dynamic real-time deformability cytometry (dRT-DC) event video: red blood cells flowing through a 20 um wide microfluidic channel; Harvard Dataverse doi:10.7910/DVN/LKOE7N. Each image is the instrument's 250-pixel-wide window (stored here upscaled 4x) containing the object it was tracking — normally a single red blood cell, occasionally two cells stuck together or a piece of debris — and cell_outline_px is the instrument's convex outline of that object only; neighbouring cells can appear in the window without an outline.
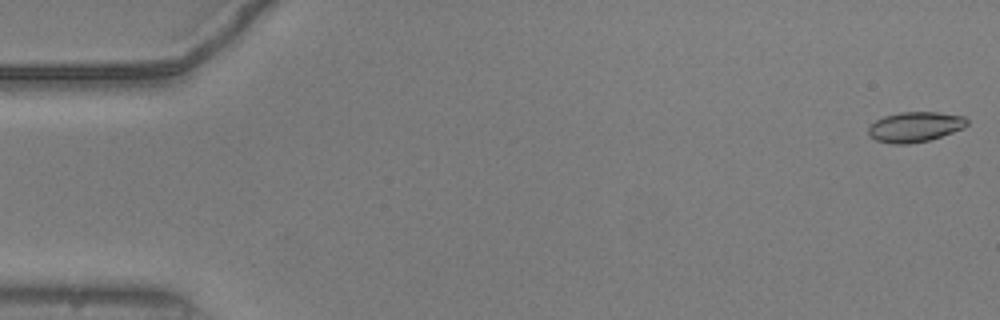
{"species": "common noctule bat (a hibernating species)", "species_latin": "Nyctalus noctula", "temperature_condition": "warm", "stored_images_in_passage": 15, "camera_frame_rate_fps": 3000, "um_per_image_px": 0.085, "animal": {"sex": "male", "body_mass_g": 20.5, "forearm_length_mm": 52.5}, "frame": {"image": 1, "passage_image": 1, "time_ms": 0.0, "image_size_px": [1000, 320], "cell_outline_px": [[968, 124], [964, 128], [928, 140], [908, 144], [892, 144], [876, 140], [868, 132], [868, 128], [876, 120], [884, 116], [900, 112], [936, 112], [964, 116], [968, 120]], "centroid_in_image_um": [77.79, 10.78], "position_along_channel_um": 7.2, "area_um2": 17.17}}
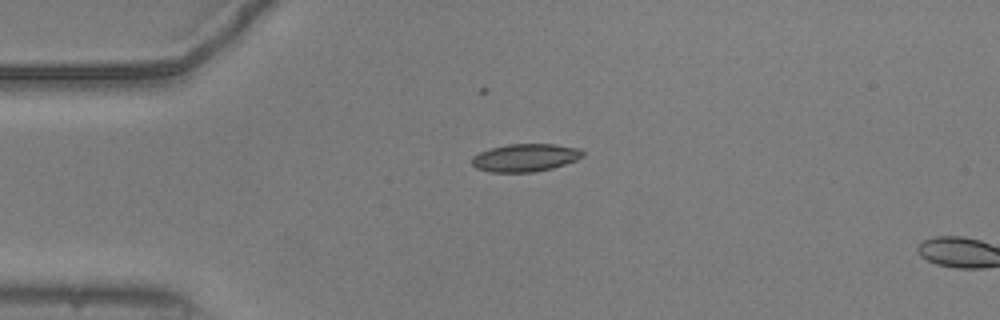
{"frame": {"image": 2, "passage_image": 13, "time_ms": 4.0, "image_size_px": [1000, 320], "cell_outline_px": [[584, 156], [576, 160], [552, 168], [532, 172], [492, 172], [476, 168], [472, 164], [472, 156], [480, 152], [492, 148], [508, 144], [556, 144], [580, 148], [584, 152]], "centroid_in_image_um": [44.67, 13.39], "position_along_channel_um": 40.3, "area_um2": 17.92}}